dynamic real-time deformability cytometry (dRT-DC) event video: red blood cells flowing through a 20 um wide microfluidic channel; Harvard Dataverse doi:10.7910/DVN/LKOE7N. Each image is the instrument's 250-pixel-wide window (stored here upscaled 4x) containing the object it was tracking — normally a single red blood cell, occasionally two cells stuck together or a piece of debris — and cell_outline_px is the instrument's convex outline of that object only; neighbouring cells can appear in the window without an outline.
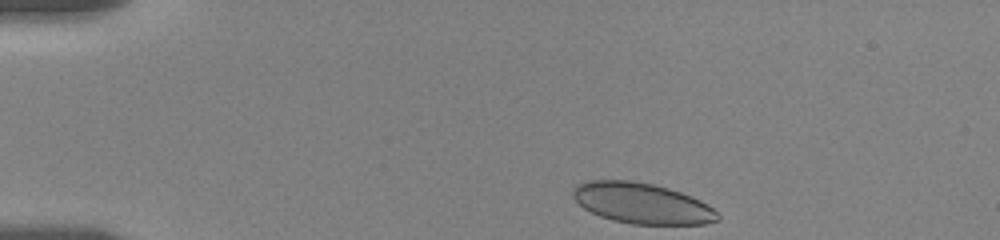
{"species": "human", "species_latin": "Homo sapiens", "temperature_condition": "room temperature", "stored_images_in_passage": 41, "camera_frame_rate_fps": 3000, "um_per_image_px": 0.085, "donor": {"sex": "female"}, "frame": {"image": 1, "passage_image": 1, "time_ms": 0.0, "image_size_px": [1000, 240], "cell_outline_px": [[720, 220], [704, 224], [632, 224], [612, 220], [600, 216], [584, 208], [572, 196], [572, 188], [576, 184], [588, 180], [632, 180], [652, 184], [668, 188], [692, 196], [708, 204], [720, 216]], "centroid_in_image_um": [54.56, 17.27], "position_along_channel_um": 30.4, "area_um2": 34.39}}
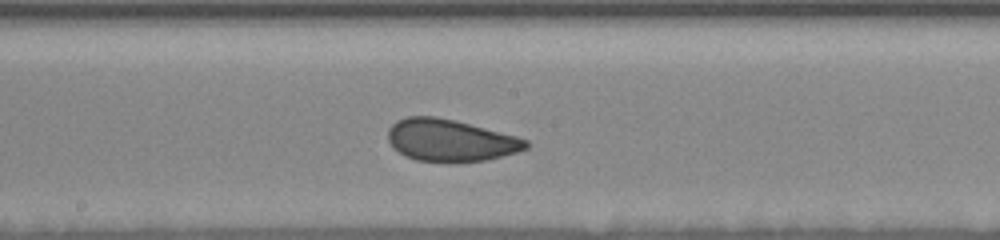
{"frame": {"image": 2, "passage_image": 22, "time_ms": 7.0, "image_size_px": [1000, 240], "cell_outline_px": [[528, 148], [516, 152], [484, 160], [416, 160], [404, 156], [392, 148], [388, 140], [388, 128], [396, 120], [408, 116], [436, 116], [456, 120], [516, 136], [528, 140]], "centroid_in_image_um": [38.23, 11.89], "position_along_channel_um": 210.0, "area_um2": 33.35}}
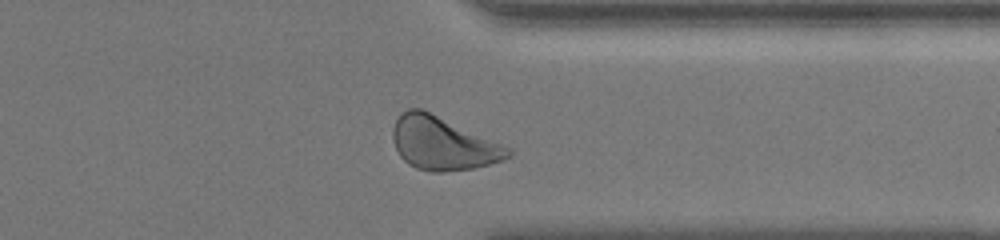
{"frame": {"image": 3, "passage_image": 36, "time_ms": 11.667, "image_size_px": [1000, 240], "cell_outline_px": [[512, 156], [504, 160], [472, 168], [444, 172], [428, 172], [416, 168], [408, 164], [400, 156], [392, 140], [392, 128], [400, 112], [408, 108], [420, 108], [512, 148]], "centroid_in_image_um": [37.62, 12.2], "position_along_channel_um": 373.8, "area_um2": 35.72}, "authors_computed_cell_mechanics": {"area_um2": 34.4488, "velocity_mm_per_s": 3.5281, "shape_relaxation_time_tau1_ms": 4.7494, "shape_relaxation_time_tau2_ms": 0.7671, "deformation_change_tau1": 0.0924, "deformation_change_tau2": 0.0633}}